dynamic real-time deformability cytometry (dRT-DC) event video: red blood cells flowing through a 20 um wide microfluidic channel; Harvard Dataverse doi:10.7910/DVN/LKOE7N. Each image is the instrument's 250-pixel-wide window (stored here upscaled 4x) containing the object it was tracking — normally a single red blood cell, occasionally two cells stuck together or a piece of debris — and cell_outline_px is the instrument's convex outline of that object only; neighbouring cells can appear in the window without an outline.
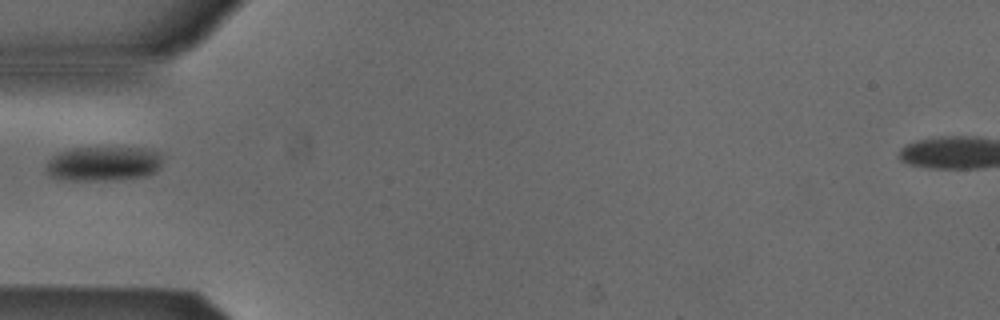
{"species": "Egyptian fruit bat (a non-hibernating species)", "species_latin": "Rousettus aegyptiacus", "temperature_condition": "cold", "stored_images_in_passage": 36, "camera_frame_rate_fps": 3000, "um_per_image_px": 0.085, "animal": {"sex": "male"}, "frame": {"image": 1, "passage_image": 1, "time_ms": 0.0, "image_size_px": [1000, 320], "cell_outline_px": [[160, 168], [156, 172], [148, 176], [112, 180], [64, 180], [48, 176], [44, 168], [48, 160], [52, 156], [60, 152], [72, 148], [144, 148], [160, 152]], "centroid_in_image_um": [8.76, 13.93], "position_along_channel_um": 76.2, "area_um2": 23.7}}
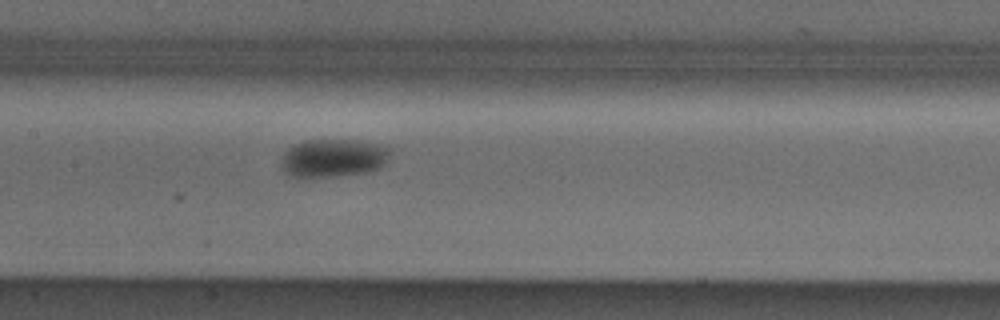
{"frame": {"image": 2, "passage_image": 9, "time_ms": 2.667, "image_size_px": [1000, 320], "cell_outline_px": [[392, 148], [388, 164], [380, 168], [368, 172], [312, 180], [296, 180], [280, 168], [280, 160], [284, 152], [292, 144], [308, 140], [356, 140], [388, 144]], "centroid_in_image_um": [28.34, 13.47], "position_along_channel_um": 179.1, "area_um2": 25.89}}
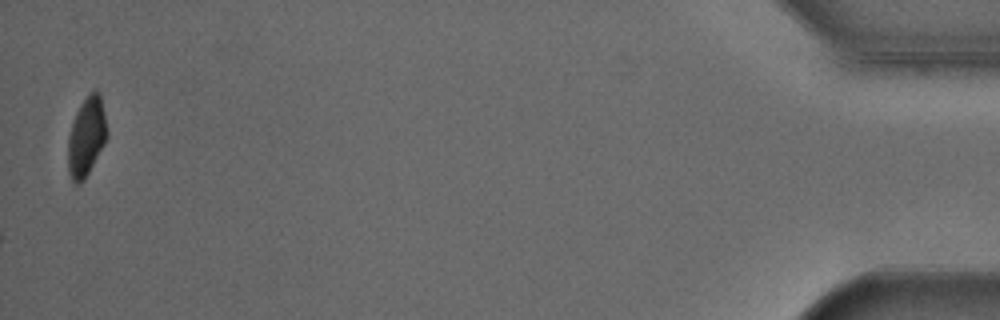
{"frame": {"image": 3, "passage_image": 36, "time_ms": 11.667, "image_size_px": [1000, 320], "cell_outline_px": [[108, 132], [104, 144], [84, 180], [80, 184], [76, 184], [72, 180], [68, 172], [68, 136], [76, 112], [80, 104], [88, 92], [96, 88], [100, 92]], "centroid_in_image_um": [7.35, 11.58], "position_along_channel_um": 427.9, "area_um2": 18.09}}